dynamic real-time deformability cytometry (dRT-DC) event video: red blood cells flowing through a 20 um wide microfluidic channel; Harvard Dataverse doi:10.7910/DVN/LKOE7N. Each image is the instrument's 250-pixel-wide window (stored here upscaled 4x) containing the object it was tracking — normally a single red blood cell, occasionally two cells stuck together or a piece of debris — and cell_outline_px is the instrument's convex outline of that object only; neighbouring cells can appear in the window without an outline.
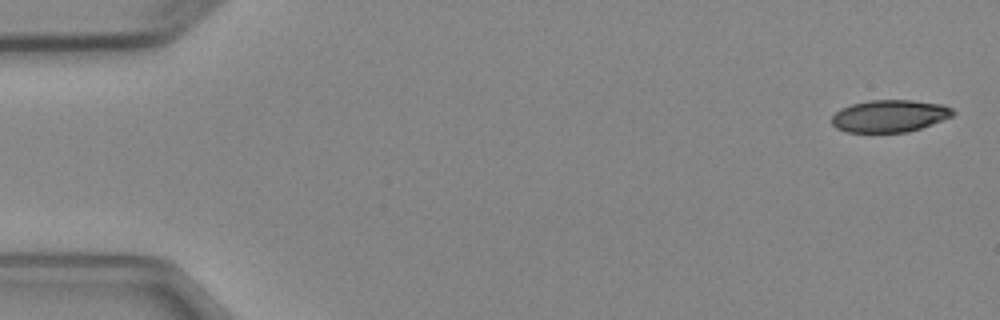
{"species": "Egyptian fruit bat (a non-hibernating species)", "species_latin": "Rousettus aegyptiacus", "temperature_condition": "cold", "stored_images_in_passage": 4, "camera_frame_rate_fps": 3000, "um_per_image_px": 0.085, "animal": {"sex": "female"}, "frame": {"image": 1, "passage_image": 1, "time_ms": 0.0, "image_size_px": [1000, 320], "cell_outline_px": [[956, 112], [952, 116], [932, 124], [908, 132], [844, 132], [836, 128], [832, 124], [832, 116], [840, 108], [852, 104], [868, 100], [912, 100], [944, 104], [952, 108]], "centroid_in_image_um": [75.62, 9.85], "position_along_channel_um": 9.4, "area_um2": 22.89}}
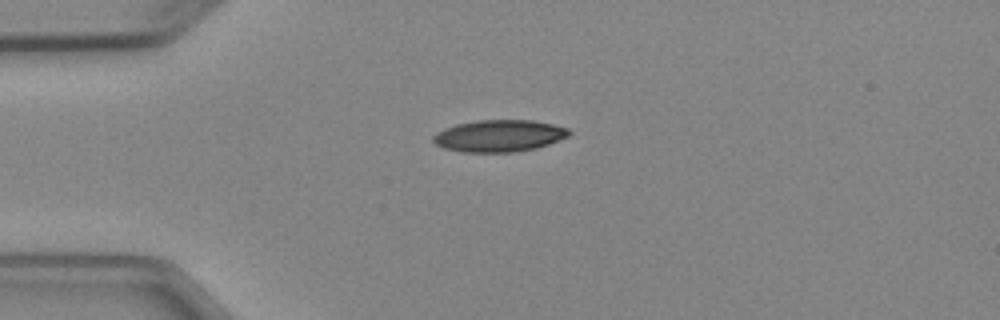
{"frame": {"image": 2, "passage_image": 4, "time_ms": 3.667, "image_size_px": [1000, 320], "cell_outline_px": [[572, 132], [568, 136], [548, 144], [536, 148], [516, 152], [464, 152], [444, 148], [436, 144], [432, 140], [432, 136], [436, 132], [444, 128], [456, 124], [476, 120], [532, 120], [552, 124], [568, 128]], "centroid_in_image_um": [42.41, 11.54], "position_along_channel_um": 42.6, "area_um2": 25.32}}